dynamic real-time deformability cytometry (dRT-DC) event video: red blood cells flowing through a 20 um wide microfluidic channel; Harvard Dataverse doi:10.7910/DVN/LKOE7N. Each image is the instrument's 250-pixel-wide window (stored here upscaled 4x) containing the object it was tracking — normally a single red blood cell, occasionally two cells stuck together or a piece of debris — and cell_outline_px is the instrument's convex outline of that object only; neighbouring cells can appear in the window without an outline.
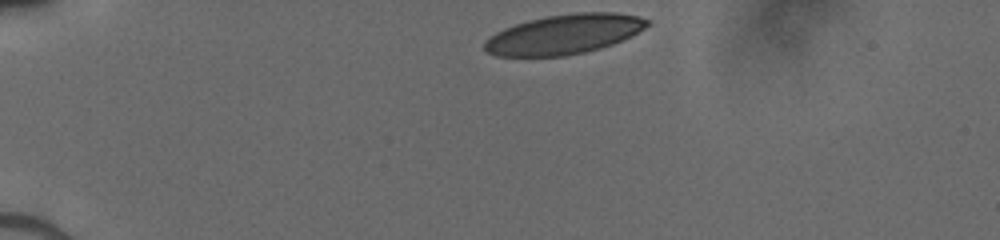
{"species": "human", "species_latin": "Homo sapiens", "temperature_condition": "cold", "stored_images_in_passage": 33, "camera_frame_rate_fps": 3000, "um_per_image_px": 0.085, "donor": {"sex": "male"}, "frame": {"image": 1, "passage_image": 1, "time_ms": 0.0, "image_size_px": [1000, 240], "cell_outline_px": [[652, 24], [612, 44], [600, 48], [584, 52], [564, 56], [496, 56], [488, 52], [484, 48], [484, 40], [496, 32], [504, 28], [528, 20], [544, 16], [576, 12], [616, 12], [640, 16], [652, 20]], "centroid_in_image_um": [47.95, 2.89], "position_along_channel_um": 37.0, "area_um2": 37.69}}
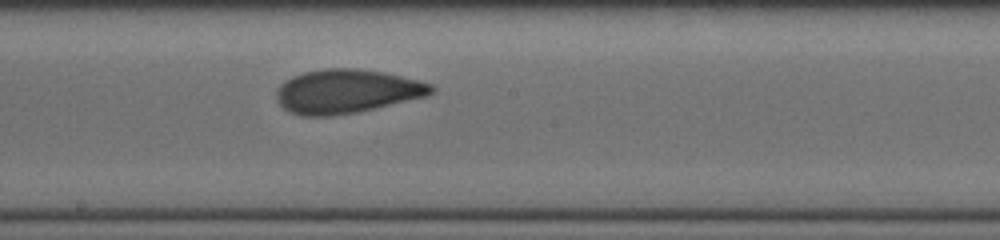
{"frame": {"image": 2, "passage_image": 19, "time_ms": 6.0, "image_size_px": [1000, 240], "cell_outline_px": [[436, 92], [428, 96], [356, 112], [332, 116], [300, 116], [288, 112], [276, 100], [276, 88], [284, 80], [292, 76], [304, 72], [324, 68], [356, 68], [384, 72], [420, 80], [432, 84], [436, 88]], "centroid_in_image_um": [29.47, 7.76], "position_along_channel_um": 218.7, "area_um2": 40.06}}
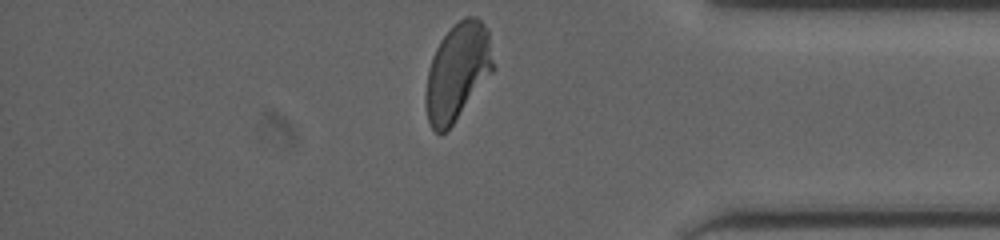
{"frame": {"image": 3, "passage_image": 33, "time_ms": 10.667, "image_size_px": [1000, 240], "cell_outline_px": [[492, 72], [452, 124], [440, 136], [432, 128], [428, 120], [424, 100], [424, 96], [428, 68], [432, 56], [440, 40], [464, 16], [476, 16], [488, 28], [492, 60]], "centroid_in_image_um": [38.84, 6.1], "position_along_channel_um": 396.4, "area_um2": 37.63}}